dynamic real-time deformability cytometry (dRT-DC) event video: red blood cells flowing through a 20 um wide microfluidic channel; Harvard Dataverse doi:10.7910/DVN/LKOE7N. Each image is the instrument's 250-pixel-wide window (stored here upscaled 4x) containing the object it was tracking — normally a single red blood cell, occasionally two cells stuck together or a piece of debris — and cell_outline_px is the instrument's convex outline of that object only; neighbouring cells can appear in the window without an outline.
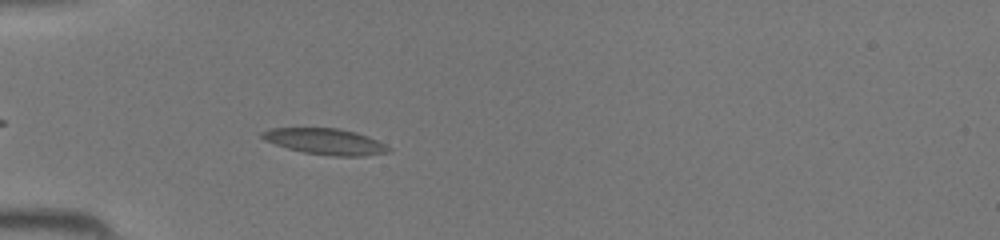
{"species": "common noctule bat (a hibernating species)", "species_latin": "Nyctalus noctula", "temperature_condition": "room temperature", "stored_images_in_passage": 31, "camera_frame_rate_fps": 3000, "um_per_image_px": 0.085, "animal": {"sex": "female", "body_mass_g": 19.5, "forearm_length_mm": 54.1}, "frame": {"image": 1, "passage_image": 2, "time_ms": 0.333, "image_size_px": [1000, 240], "cell_outline_px": [[392, 148], [388, 152], [364, 156], [332, 156], [304, 152], [288, 148], [264, 140], [260, 136], [260, 132], [268, 128], [336, 128], [356, 132], [368, 136]], "centroid_in_image_um": [27.63, 12.02], "position_along_channel_um": 57.4, "area_um2": 19.13}}
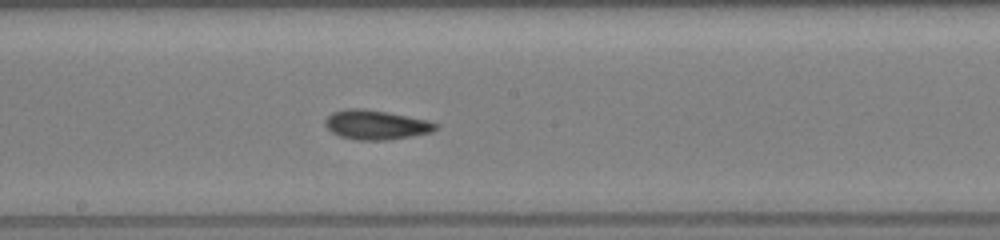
{"frame": {"image": 2, "passage_image": 13, "time_ms": 4.0, "image_size_px": [1000, 240], "cell_outline_px": [[440, 124], [432, 132], [412, 136], [388, 140], [356, 140], [340, 136], [332, 132], [324, 124], [324, 120], [332, 112], [344, 108], [364, 108], [388, 112], [428, 120]], "centroid_in_image_um": [31.95, 10.6], "position_along_channel_um": 216.2, "area_um2": 19.13}}
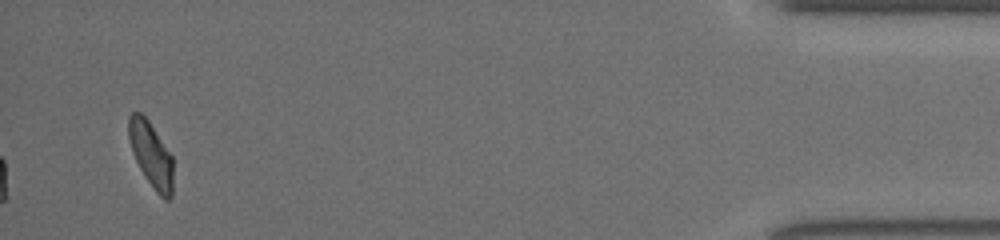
{"frame": {"image": 3, "passage_image": 31, "time_ms": 10.0, "image_size_px": [1000, 240], "cell_outline_px": [[172, 196], [168, 200], [164, 200], [156, 192], [144, 176], [132, 152], [128, 136], [128, 116], [132, 112], [140, 112], [148, 120], [172, 156]], "centroid_in_image_um": [12.83, 13.14], "position_along_channel_um": 422.4, "area_um2": 16.76}}